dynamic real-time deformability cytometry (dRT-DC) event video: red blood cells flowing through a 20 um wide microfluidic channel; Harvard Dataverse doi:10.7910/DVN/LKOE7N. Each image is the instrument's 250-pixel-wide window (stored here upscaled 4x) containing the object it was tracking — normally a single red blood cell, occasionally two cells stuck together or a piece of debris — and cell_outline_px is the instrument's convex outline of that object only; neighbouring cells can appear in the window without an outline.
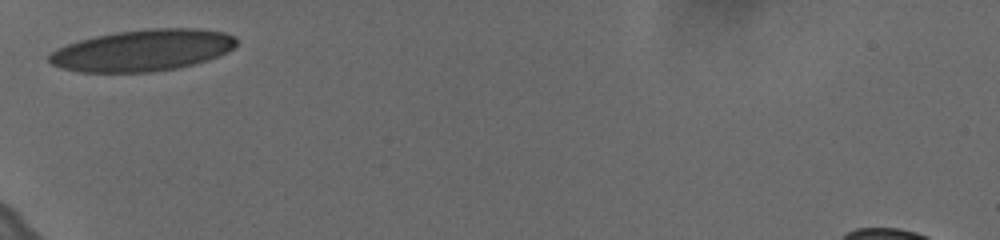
{"species": "human", "species_latin": "Homo sapiens", "temperature_condition": "cold", "stored_images_in_passage": 28, "camera_frame_rate_fps": 3000, "um_per_image_px": 0.085, "donor": {"sex": "female"}, "frame": {"image": 1, "passage_image": 1, "time_ms": 0.0, "image_size_px": [1000, 240], "cell_outline_px": [[236, 44], [232, 48], [216, 56], [192, 64], [176, 68], [152, 72], [80, 72], [60, 68], [52, 64], [48, 60], [48, 56], [56, 48], [80, 40], [96, 36], [116, 32], [148, 28], [200, 28], [224, 32], [236, 36]], "centroid_in_image_um": [12.09, 4.27], "position_along_channel_um": 72.9, "area_um2": 45.14}}
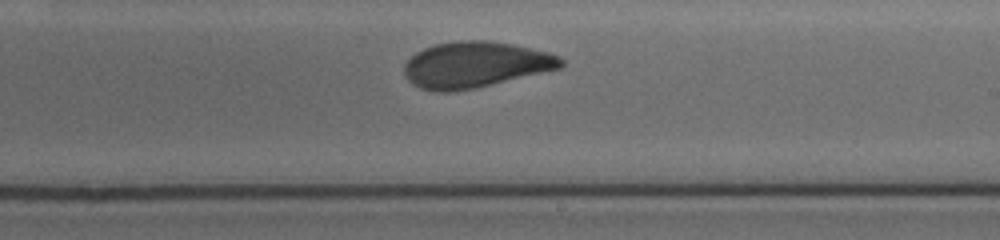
{"frame": {"image": 2, "passage_image": 16, "time_ms": 5.0, "image_size_px": [1000, 240], "cell_outline_px": [[564, 64], [560, 68], [476, 88], [448, 92], [436, 92], [420, 88], [412, 84], [408, 80], [404, 72], [404, 64], [416, 52], [424, 48], [436, 44], [456, 40], [484, 40], [512, 44], [548, 52], [560, 56], [564, 60]], "centroid_in_image_um": [40.39, 5.5], "position_along_channel_um": 248.6, "area_um2": 41.96}}
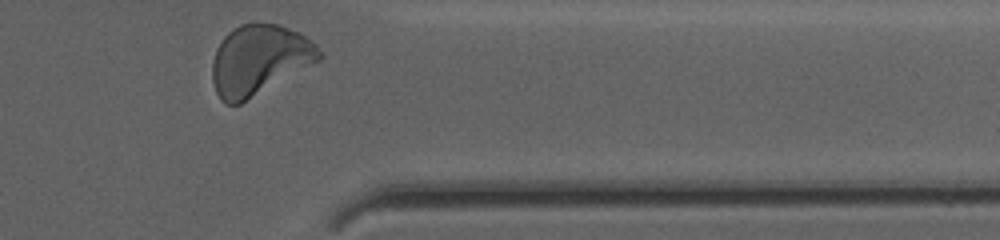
{"frame": {"image": 3, "passage_image": 28, "time_ms": 9.0, "image_size_px": [1000, 240], "cell_outline_px": [[324, 56], [320, 60], [240, 104], [224, 104], [220, 100], [216, 92], [212, 80], [212, 60], [216, 48], [224, 36], [228, 32], [240, 24], [256, 20], [276, 24], [288, 28], [312, 40], [316, 44]], "centroid_in_image_um": [22.01, 5.07], "position_along_channel_um": 389.4, "area_um2": 43.93}, "authors_computed_cell_mechanics": {"area_um2": 41.9917, "velocity_mm_per_s": 3.6055, "shape_relaxation_time_tau1_ms": 4.2842, "shape_relaxation_time_tau2_ms": 1.2622, "deformation_change_tau1": 0.1404, "deformation_change_tau2": 0.0685}}